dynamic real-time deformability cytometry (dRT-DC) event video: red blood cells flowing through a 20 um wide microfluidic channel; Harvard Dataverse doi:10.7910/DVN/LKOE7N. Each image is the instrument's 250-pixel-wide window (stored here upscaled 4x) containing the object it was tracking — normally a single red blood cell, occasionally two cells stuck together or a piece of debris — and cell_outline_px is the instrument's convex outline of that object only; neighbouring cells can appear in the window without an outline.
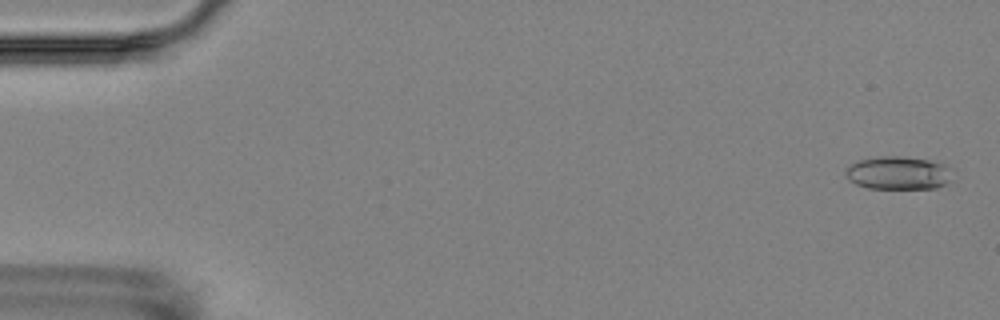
{"species": "Egyptian fruit bat (a non-hibernating species)", "species_latin": "Rousettus aegyptiacus", "temperature_condition": "room temperature", "stored_images_in_passage": 5, "camera_frame_rate_fps": 3000, "um_per_image_px": 0.085, "animal": {"sex": "female"}, "frame": {"image": 1, "passage_image": 1, "time_ms": 0.0, "image_size_px": [1000, 320], "cell_outline_px": [[952, 180], [936, 188], [868, 188], [856, 184], [848, 180], [844, 172], [844, 168], [848, 164], [856, 160], [880, 156], [900, 156], [940, 160], [952, 168]], "centroid_in_image_um": [76.37, 14.67], "position_along_channel_um": 8.6, "area_um2": 21.39}}